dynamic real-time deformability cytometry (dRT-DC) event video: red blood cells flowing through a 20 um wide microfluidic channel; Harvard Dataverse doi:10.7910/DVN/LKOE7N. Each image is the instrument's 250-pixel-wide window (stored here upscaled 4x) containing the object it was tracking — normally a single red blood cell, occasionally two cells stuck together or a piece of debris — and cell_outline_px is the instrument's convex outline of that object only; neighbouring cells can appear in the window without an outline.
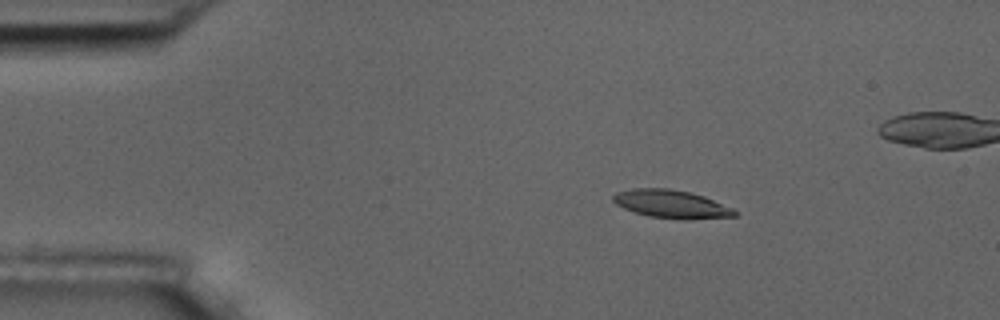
{"species": "common noctule bat (a hibernating species)", "species_latin": "Nyctalus noctula", "temperature_condition": "room temperature", "stored_images_in_passage": 5, "camera_frame_rate_fps": 3000, "um_per_image_px": 0.085, "animal": {"sex": "male", "body_mass_g": 17.5, "forearm_length_mm": 52.3}, "frame": {"image": 1, "passage_image": 3, "time_ms": 2.333, "image_size_px": [1000, 320], "cell_outline_px": [[740, 212], [736, 216], [648, 216], [624, 208], [616, 204], [612, 200], [612, 196], [616, 192], [632, 188], [668, 188], [688, 192], [704, 196], [732, 208]], "centroid_in_image_um": [56.96, 17.27], "position_along_channel_um": 28.0, "area_um2": 18.67}}